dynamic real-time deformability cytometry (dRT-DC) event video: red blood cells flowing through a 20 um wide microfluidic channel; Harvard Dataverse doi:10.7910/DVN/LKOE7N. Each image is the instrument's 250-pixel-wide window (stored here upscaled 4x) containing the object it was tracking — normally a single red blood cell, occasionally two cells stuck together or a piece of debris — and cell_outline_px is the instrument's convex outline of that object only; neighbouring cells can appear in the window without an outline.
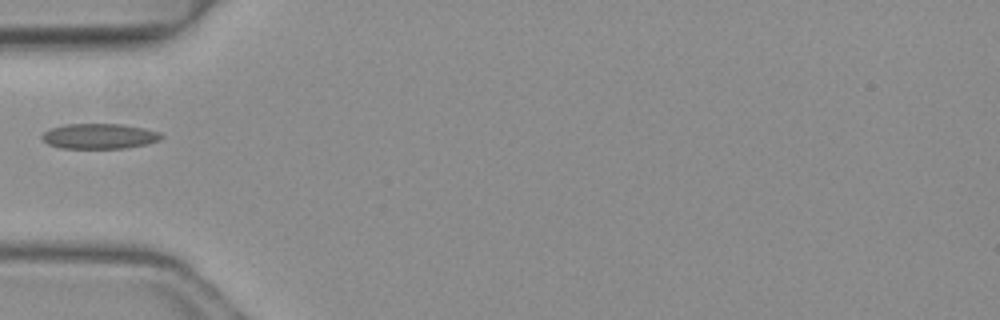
{"species": "common noctule bat (a hibernating species)", "species_latin": "Nyctalus noctula", "temperature_condition": "warm", "stored_images_in_passage": 6, "camera_frame_rate_fps": 3000, "um_per_image_px": 0.085, "animal": {"sex": "female", "body_mass_g": 19.3, "forearm_length_mm": 54.1}, "frame": {"image": 1, "passage_image": 5, "time_ms": 1.333, "image_size_px": [1000, 320], "cell_outline_px": [[164, 136], [160, 140], [144, 144], [124, 148], [60, 148], [48, 144], [40, 136], [44, 132], [52, 128], [64, 124], [124, 124], [144, 128], [160, 132]], "centroid_in_image_um": [8.45, 11.57], "position_along_channel_um": 76.6, "area_um2": 17.51}}
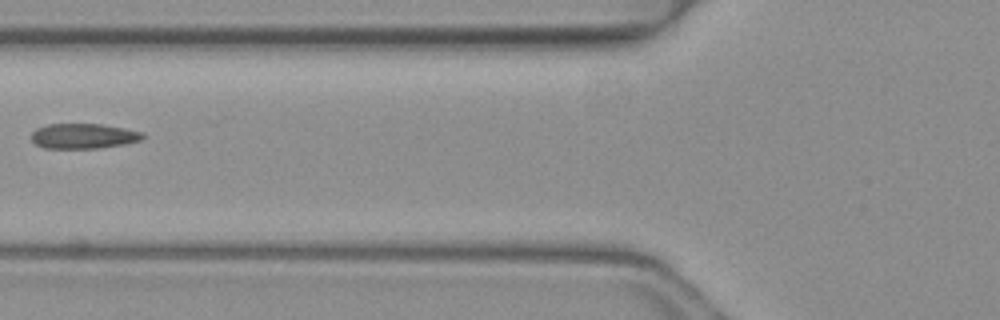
{"frame": {"image": 2, "passage_image": 6, "time_ms": 1.667, "image_size_px": [1000, 320], "cell_outline_px": [[144, 136], [140, 140], [124, 144], [96, 148], [44, 148], [36, 144], [32, 140], [32, 132], [36, 128], [48, 124], [100, 124], [124, 128], [144, 132]], "centroid_in_image_um": [7.08, 11.56], "position_along_channel_um": 118.7, "area_um2": 16.18}}